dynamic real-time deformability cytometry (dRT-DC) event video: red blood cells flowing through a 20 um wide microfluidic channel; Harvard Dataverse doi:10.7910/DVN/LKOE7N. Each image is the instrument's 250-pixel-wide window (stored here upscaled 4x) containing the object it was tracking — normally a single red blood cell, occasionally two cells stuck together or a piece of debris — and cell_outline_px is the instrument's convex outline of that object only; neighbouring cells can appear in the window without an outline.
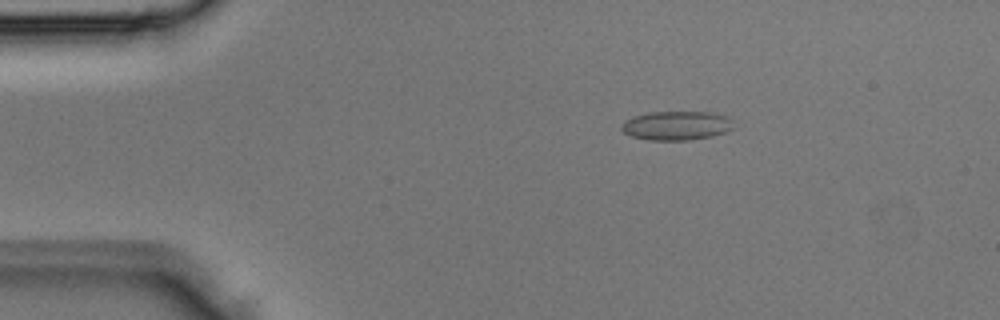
{"species": "Egyptian fruit bat (a non-hibernating species)", "species_latin": "Rousettus aegyptiacus", "temperature_condition": "room temperature", "stored_images_in_passage": 3, "camera_frame_rate_fps": 3000, "um_per_image_px": 0.085, "animal": {"sex": "male"}, "frame": {"image": 1, "passage_image": 3, "time_ms": 0.667, "image_size_px": [1000, 320], "cell_outline_px": [[732, 128], [724, 132], [712, 136], [688, 140], [648, 140], [632, 136], [624, 132], [620, 128], [620, 124], [636, 116], [648, 112], [712, 112], [728, 116], [732, 120]], "centroid_in_image_um": [57.51, 10.67], "position_along_channel_um": 27.5, "area_um2": 18.84}}